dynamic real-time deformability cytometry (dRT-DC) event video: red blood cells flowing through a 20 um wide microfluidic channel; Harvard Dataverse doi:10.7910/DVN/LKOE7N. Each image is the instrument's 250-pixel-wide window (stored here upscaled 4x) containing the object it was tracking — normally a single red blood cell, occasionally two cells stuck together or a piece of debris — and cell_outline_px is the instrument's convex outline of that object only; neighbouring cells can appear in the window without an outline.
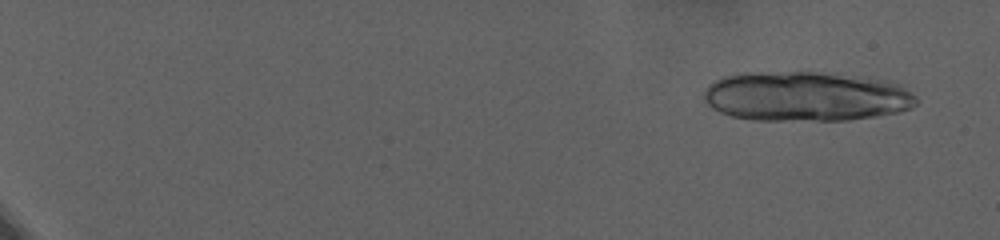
{"species": "human", "species_latin": "Homo sapiens", "temperature_condition": "warm", "stored_images_in_passage": 31, "camera_frame_rate_fps": 3000, "um_per_image_px": 0.085, "donor": {"sex": "female"}, "frame": {"image": 1, "passage_image": 5, "time_ms": 1.333, "image_size_px": [1000, 240], "cell_outline_px": [[920, 100], [912, 108], [900, 112], [876, 116], [848, 120], [752, 120], [732, 116], [720, 112], [712, 108], [704, 100], [704, 88], [708, 84], [724, 76], [736, 72], [824, 72], [888, 80], [904, 84]], "centroid_in_image_um": [68.55, 8.18], "position_along_channel_um": 16.5, "area_um2": 62.54}}